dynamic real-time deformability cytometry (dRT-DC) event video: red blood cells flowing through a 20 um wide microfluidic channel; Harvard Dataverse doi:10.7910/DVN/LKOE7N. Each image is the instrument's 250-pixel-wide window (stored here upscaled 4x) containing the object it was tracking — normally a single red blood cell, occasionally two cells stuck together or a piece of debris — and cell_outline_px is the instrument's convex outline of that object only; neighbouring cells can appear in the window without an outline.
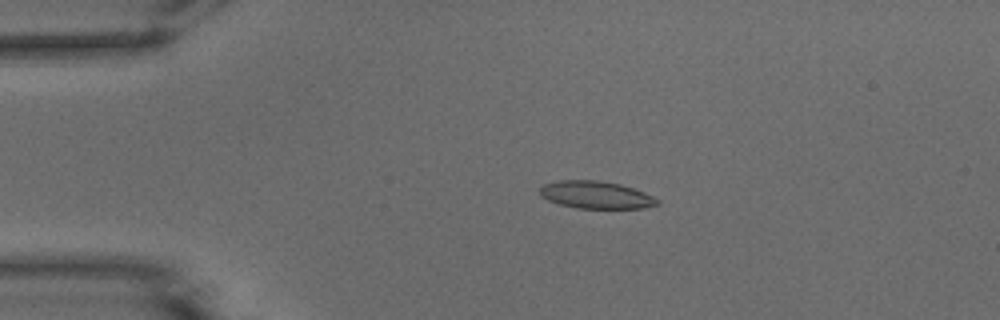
{"species": "common noctule bat (a hibernating species)", "species_latin": "Nyctalus noctula", "temperature_condition": "warm", "stored_images_in_passage": 52, "camera_frame_rate_fps": 3000, "um_per_image_px": 0.085, "animal": {"sex": "male", "body_mass_g": 15.6}, "frame": {"image": 1, "passage_image": 11, "time_ms": 3.333, "image_size_px": [1000, 320], "cell_outline_px": [[660, 204], [644, 208], [580, 208], [560, 204], [548, 200], [540, 196], [540, 188], [544, 184], [560, 180], [596, 180], [620, 184], [644, 192], [660, 200]], "centroid_in_image_um": [50.67, 16.56], "position_along_channel_um": 34.3, "area_um2": 18.67}}
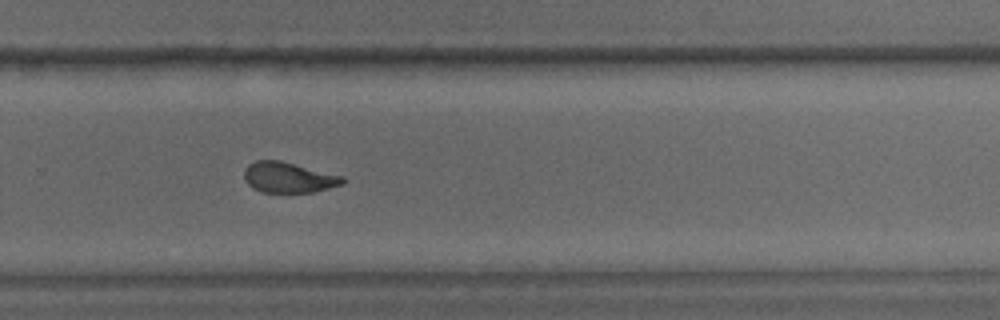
{"frame": {"image": 2, "passage_image": 35, "time_ms": 11.333, "image_size_px": [1000, 320], "cell_outline_px": [[344, 184], [312, 192], [260, 192], [252, 188], [244, 180], [244, 168], [248, 164], [256, 160], [280, 160], [344, 176]], "centroid_in_image_um": [24.49, 15.08], "position_along_channel_um": 305.3, "area_um2": 17.63}}
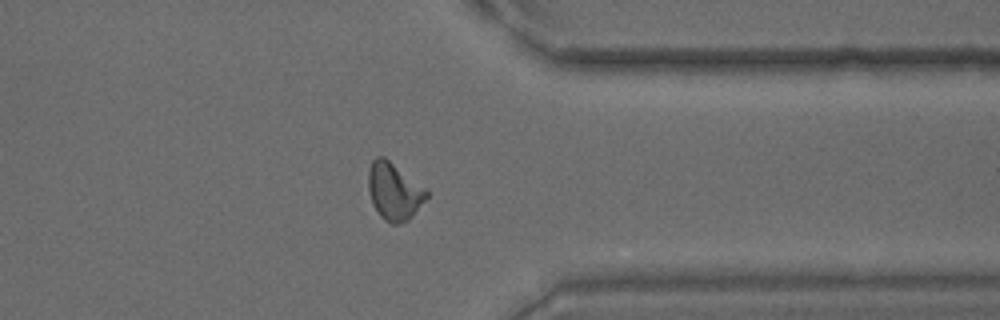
{"frame": {"image": 3, "passage_image": 41, "time_ms": 13.333, "image_size_px": [1000, 320], "cell_outline_px": [[428, 196], [408, 220], [400, 224], [392, 224], [384, 220], [380, 216], [372, 204], [368, 192], [368, 168], [372, 160], [376, 156], [384, 156], [424, 188], [428, 192]], "centroid_in_image_um": [33.44, 16.27], "position_along_channel_um": 378.0, "area_um2": 19.31}, "authors_computed_cell_mechanics": {"area_um2": 18.6116, "velocity_mm_per_s": 3.9023, "shape_relaxation_time_tau1_ms": 5.0209, "shape_relaxation_time_tau2_ms": 1.0031, "deformation_change_tau1": 0.1757, "deformation_change_tau2": 0.074}}